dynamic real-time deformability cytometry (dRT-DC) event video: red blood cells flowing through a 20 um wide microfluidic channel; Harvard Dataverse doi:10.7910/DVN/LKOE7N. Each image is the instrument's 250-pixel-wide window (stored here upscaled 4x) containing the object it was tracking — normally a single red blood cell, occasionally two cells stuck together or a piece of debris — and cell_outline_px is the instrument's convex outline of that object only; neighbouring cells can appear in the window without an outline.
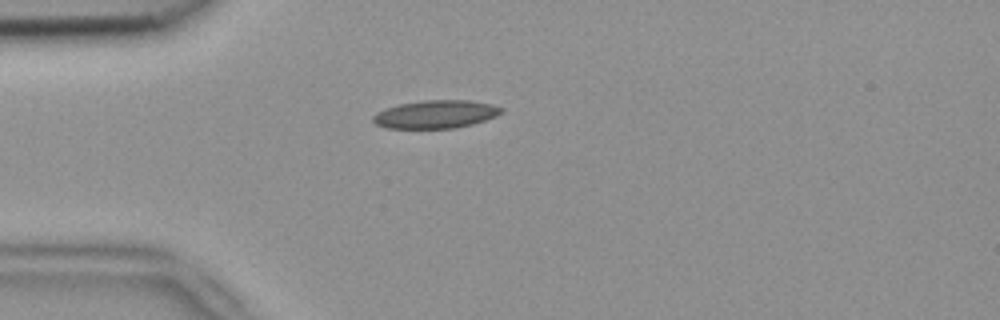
{"species": "common noctule bat (a hibernating species)", "species_latin": "Nyctalus noctula", "temperature_condition": "room temperature", "stored_images_in_passage": 3, "camera_frame_rate_fps": 3000, "um_per_image_px": 0.085, "animal": {"sex": "female", "body_mass_g": 18.4}, "frame": {"image": 1, "passage_image": 2, "time_ms": 0.333, "image_size_px": [1000, 320], "cell_outline_px": [[504, 112], [496, 116], [472, 124], [452, 128], [388, 128], [376, 124], [372, 120], [372, 116], [376, 112], [400, 104], [424, 100], [468, 100], [492, 104], [504, 108]], "centroid_in_image_um": [37.06, 9.71], "position_along_channel_um": 47.9, "area_um2": 20.87}}